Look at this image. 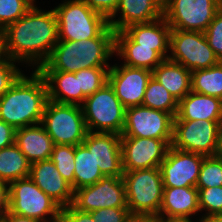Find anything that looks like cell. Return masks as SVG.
<instances>
[{
	"mask_svg": "<svg viewBox=\"0 0 222 222\" xmlns=\"http://www.w3.org/2000/svg\"><path fill=\"white\" fill-rule=\"evenodd\" d=\"M45 79L48 99L60 104L80 105L86 96L79 90L78 77L72 72L38 71ZM55 85V86H54Z\"/></svg>",
	"mask_w": 222,
	"mask_h": 222,
	"instance_id": "cb8c5ba5",
	"label": "cell"
},
{
	"mask_svg": "<svg viewBox=\"0 0 222 222\" xmlns=\"http://www.w3.org/2000/svg\"><path fill=\"white\" fill-rule=\"evenodd\" d=\"M6 57L4 38L2 31L0 30V62L3 61Z\"/></svg>",
	"mask_w": 222,
	"mask_h": 222,
	"instance_id": "c3c4849f",
	"label": "cell"
},
{
	"mask_svg": "<svg viewBox=\"0 0 222 222\" xmlns=\"http://www.w3.org/2000/svg\"><path fill=\"white\" fill-rule=\"evenodd\" d=\"M110 68L93 67L75 72V76L78 77L79 90H82L86 97L94 94L108 82V71Z\"/></svg>",
	"mask_w": 222,
	"mask_h": 222,
	"instance_id": "1f68e13d",
	"label": "cell"
},
{
	"mask_svg": "<svg viewBox=\"0 0 222 222\" xmlns=\"http://www.w3.org/2000/svg\"><path fill=\"white\" fill-rule=\"evenodd\" d=\"M74 191L98 182L104 175L96 164L93 153L83 144L75 146Z\"/></svg>",
	"mask_w": 222,
	"mask_h": 222,
	"instance_id": "83f0119b",
	"label": "cell"
},
{
	"mask_svg": "<svg viewBox=\"0 0 222 222\" xmlns=\"http://www.w3.org/2000/svg\"><path fill=\"white\" fill-rule=\"evenodd\" d=\"M200 222H222V215H212L207 217H202L199 219Z\"/></svg>",
	"mask_w": 222,
	"mask_h": 222,
	"instance_id": "7dc6e473",
	"label": "cell"
},
{
	"mask_svg": "<svg viewBox=\"0 0 222 222\" xmlns=\"http://www.w3.org/2000/svg\"><path fill=\"white\" fill-rule=\"evenodd\" d=\"M222 120V99L190 91L178 103L174 120Z\"/></svg>",
	"mask_w": 222,
	"mask_h": 222,
	"instance_id": "d4e9b609",
	"label": "cell"
},
{
	"mask_svg": "<svg viewBox=\"0 0 222 222\" xmlns=\"http://www.w3.org/2000/svg\"><path fill=\"white\" fill-rule=\"evenodd\" d=\"M35 0H0V30L16 22L34 5Z\"/></svg>",
	"mask_w": 222,
	"mask_h": 222,
	"instance_id": "836d02e7",
	"label": "cell"
},
{
	"mask_svg": "<svg viewBox=\"0 0 222 222\" xmlns=\"http://www.w3.org/2000/svg\"><path fill=\"white\" fill-rule=\"evenodd\" d=\"M222 120H173L171 146L204 156H214Z\"/></svg>",
	"mask_w": 222,
	"mask_h": 222,
	"instance_id": "8fae6325",
	"label": "cell"
},
{
	"mask_svg": "<svg viewBox=\"0 0 222 222\" xmlns=\"http://www.w3.org/2000/svg\"><path fill=\"white\" fill-rule=\"evenodd\" d=\"M214 156L222 159V125L218 132L217 147Z\"/></svg>",
	"mask_w": 222,
	"mask_h": 222,
	"instance_id": "bcb514c9",
	"label": "cell"
},
{
	"mask_svg": "<svg viewBox=\"0 0 222 222\" xmlns=\"http://www.w3.org/2000/svg\"><path fill=\"white\" fill-rule=\"evenodd\" d=\"M75 146L54 145L50 160L56 165V169L62 177L71 184L74 190V170H75Z\"/></svg>",
	"mask_w": 222,
	"mask_h": 222,
	"instance_id": "4dcf8cb0",
	"label": "cell"
},
{
	"mask_svg": "<svg viewBox=\"0 0 222 222\" xmlns=\"http://www.w3.org/2000/svg\"><path fill=\"white\" fill-rule=\"evenodd\" d=\"M29 177L62 208L72 204L74 190L50 159L31 163Z\"/></svg>",
	"mask_w": 222,
	"mask_h": 222,
	"instance_id": "ac0fdd59",
	"label": "cell"
},
{
	"mask_svg": "<svg viewBox=\"0 0 222 222\" xmlns=\"http://www.w3.org/2000/svg\"><path fill=\"white\" fill-rule=\"evenodd\" d=\"M31 162L13 143L0 149V182L9 184L12 181L29 177Z\"/></svg>",
	"mask_w": 222,
	"mask_h": 222,
	"instance_id": "4316f807",
	"label": "cell"
},
{
	"mask_svg": "<svg viewBox=\"0 0 222 222\" xmlns=\"http://www.w3.org/2000/svg\"><path fill=\"white\" fill-rule=\"evenodd\" d=\"M15 62L8 57L0 62V98L23 74L14 64Z\"/></svg>",
	"mask_w": 222,
	"mask_h": 222,
	"instance_id": "8d00e7d4",
	"label": "cell"
},
{
	"mask_svg": "<svg viewBox=\"0 0 222 222\" xmlns=\"http://www.w3.org/2000/svg\"><path fill=\"white\" fill-rule=\"evenodd\" d=\"M204 35L216 57L222 61V7L215 14Z\"/></svg>",
	"mask_w": 222,
	"mask_h": 222,
	"instance_id": "d590c367",
	"label": "cell"
},
{
	"mask_svg": "<svg viewBox=\"0 0 222 222\" xmlns=\"http://www.w3.org/2000/svg\"><path fill=\"white\" fill-rule=\"evenodd\" d=\"M173 120L170 113L145 106L125 110V124L121 137H142L173 140Z\"/></svg>",
	"mask_w": 222,
	"mask_h": 222,
	"instance_id": "4fadbf2b",
	"label": "cell"
},
{
	"mask_svg": "<svg viewBox=\"0 0 222 222\" xmlns=\"http://www.w3.org/2000/svg\"><path fill=\"white\" fill-rule=\"evenodd\" d=\"M172 140L142 137H121L123 171L160 167Z\"/></svg>",
	"mask_w": 222,
	"mask_h": 222,
	"instance_id": "5bb4252c",
	"label": "cell"
},
{
	"mask_svg": "<svg viewBox=\"0 0 222 222\" xmlns=\"http://www.w3.org/2000/svg\"><path fill=\"white\" fill-rule=\"evenodd\" d=\"M8 211L41 222H59L62 207L45 194L30 177L7 185ZM51 215L50 221L46 219Z\"/></svg>",
	"mask_w": 222,
	"mask_h": 222,
	"instance_id": "277c9868",
	"label": "cell"
},
{
	"mask_svg": "<svg viewBox=\"0 0 222 222\" xmlns=\"http://www.w3.org/2000/svg\"><path fill=\"white\" fill-rule=\"evenodd\" d=\"M198 212L197 187H164L159 216L190 218Z\"/></svg>",
	"mask_w": 222,
	"mask_h": 222,
	"instance_id": "7402d4cb",
	"label": "cell"
},
{
	"mask_svg": "<svg viewBox=\"0 0 222 222\" xmlns=\"http://www.w3.org/2000/svg\"><path fill=\"white\" fill-rule=\"evenodd\" d=\"M204 155L170 147L160 165L164 187H196Z\"/></svg>",
	"mask_w": 222,
	"mask_h": 222,
	"instance_id": "9a60e30c",
	"label": "cell"
},
{
	"mask_svg": "<svg viewBox=\"0 0 222 222\" xmlns=\"http://www.w3.org/2000/svg\"><path fill=\"white\" fill-rule=\"evenodd\" d=\"M178 101L154 77L148 81L142 106L170 113L175 117L178 113Z\"/></svg>",
	"mask_w": 222,
	"mask_h": 222,
	"instance_id": "f546056e",
	"label": "cell"
},
{
	"mask_svg": "<svg viewBox=\"0 0 222 222\" xmlns=\"http://www.w3.org/2000/svg\"><path fill=\"white\" fill-rule=\"evenodd\" d=\"M59 222H96L90 212L76 209L72 204L61 209Z\"/></svg>",
	"mask_w": 222,
	"mask_h": 222,
	"instance_id": "f35d334b",
	"label": "cell"
},
{
	"mask_svg": "<svg viewBox=\"0 0 222 222\" xmlns=\"http://www.w3.org/2000/svg\"><path fill=\"white\" fill-rule=\"evenodd\" d=\"M41 124L55 145H79L88 132L82 107L75 104H60L48 100Z\"/></svg>",
	"mask_w": 222,
	"mask_h": 222,
	"instance_id": "ba28073f",
	"label": "cell"
},
{
	"mask_svg": "<svg viewBox=\"0 0 222 222\" xmlns=\"http://www.w3.org/2000/svg\"><path fill=\"white\" fill-rule=\"evenodd\" d=\"M222 186V159L216 156H205L197 180V188Z\"/></svg>",
	"mask_w": 222,
	"mask_h": 222,
	"instance_id": "d6a6232c",
	"label": "cell"
},
{
	"mask_svg": "<svg viewBox=\"0 0 222 222\" xmlns=\"http://www.w3.org/2000/svg\"><path fill=\"white\" fill-rule=\"evenodd\" d=\"M59 40L79 41L97 37L108 25V19L92 10L83 0H68L54 8Z\"/></svg>",
	"mask_w": 222,
	"mask_h": 222,
	"instance_id": "5b68a950",
	"label": "cell"
},
{
	"mask_svg": "<svg viewBox=\"0 0 222 222\" xmlns=\"http://www.w3.org/2000/svg\"><path fill=\"white\" fill-rule=\"evenodd\" d=\"M81 107L87 131L122 134L126 108L109 82L87 96Z\"/></svg>",
	"mask_w": 222,
	"mask_h": 222,
	"instance_id": "8992f818",
	"label": "cell"
},
{
	"mask_svg": "<svg viewBox=\"0 0 222 222\" xmlns=\"http://www.w3.org/2000/svg\"><path fill=\"white\" fill-rule=\"evenodd\" d=\"M2 222H41L34 218L24 217L10 213L8 210L5 212Z\"/></svg>",
	"mask_w": 222,
	"mask_h": 222,
	"instance_id": "7bdbcfd3",
	"label": "cell"
},
{
	"mask_svg": "<svg viewBox=\"0 0 222 222\" xmlns=\"http://www.w3.org/2000/svg\"><path fill=\"white\" fill-rule=\"evenodd\" d=\"M129 208H105L90 212L96 222H124L129 213Z\"/></svg>",
	"mask_w": 222,
	"mask_h": 222,
	"instance_id": "74e56055",
	"label": "cell"
},
{
	"mask_svg": "<svg viewBox=\"0 0 222 222\" xmlns=\"http://www.w3.org/2000/svg\"><path fill=\"white\" fill-rule=\"evenodd\" d=\"M16 129L0 119V149L15 143Z\"/></svg>",
	"mask_w": 222,
	"mask_h": 222,
	"instance_id": "60d3db41",
	"label": "cell"
},
{
	"mask_svg": "<svg viewBox=\"0 0 222 222\" xmlns=\"http://www.w3.org/2000/svg\"><path fill=\"white\" fill-rule=\"evenodd\" d=\"M114 52L124 59V65L150 71L164 60L154 47H138V44L124 30L115 32Z\"/></svg>",
	"mask_w": 222,
	"mask_h": 222,
	"instance_id": "44dd1931",
	"label": "cell"
},
{
	"mask_svg": "<svg viewBox=\"0 0 222 222\" xmlns=\"http://www.w3.org/2000/svg\"><path fill=\"white\" fill-rule=\"evenodd\" d=\"M8 209L7 184L0 182V213H5Z\"/></svg>",
	"mask_w": 222,
	"mask_h": 222,
	"instance_id": "ee69618b",
	"label": "cell"
},
{
	"mask_svg": "<svg viewBox=\"0 0 222 222\" xmlns=\"http://www.w3.org/2000/svg\"><path fill=\"white\" fill-rule=\"evenodd\" d=\"M168 59L192 71L207 69L220 61L209 46L204 32L171 29Z\"/></svg>",
	"mask_w": 222,
	"mask_h": 222,
	"instance_id": "9c48e42d",
	"label": "cell"
},
{
	"mask_svg": "<svg viewBox=\"0 0 222 222\" xmlns=\"http://www.w3.org/2000/svg\"><path fill=\"white\" fill-rule=\"evenodd\" d=\"M124 31L138 47H154L164 59H168L171 27L164 17L150 23L130 25Z\"/></svg>",
	"mask_w": 222,
	"mask_h": 222,
	"instance_id": "603a6c76",
	"label": "cell"
},
{
	"mask_svg": "<svg viewBox=\"0 0 222 222\" xmlns=\"http://www.w3.org/2000/svg\"><path fill=\"white\" fill-rule=\"evenodd\" d=\"M82 143L93 153L104 176L123 177L121 135L88 131Z\"/></svg>",
	"mask_w": 222,
	"mask_h": 222,
	"instance_id": "e0dca14e",
	"label": "cell"
},
{
	"mask_svg": "<svg viewBox=\"0 0 222 222\" xmlns=\"http://www.w3.org/2000/svg\"><path fill=\"white\" fill-rule=\"evenodd\" d=\"M191 91L222 99V61L210 68L192 71Z\"/></svg>",
	"mask_w": 222,
	"mask_h": 222,
	"instance_id": "f1b7e54d",
	"label": "cell"
},
{
	"mask_svg": "<svg viewBox=\"0 0 222 222\" xmlns=\"http://www.w3.org/2000/svg\"><path fill=\"white\" fill-rule=\"evenodd\" d=\"M72 205L84 212L107 208H128L122 178L104 176L93 185L74 191Z\"/></svg>",
	"mask_w": 222,
	"mask_h": 222,
	"instance_id": "7c38bea8",
	"label": "cell"
},
{
	"mask_svg": "<svg viewBox=\"0 0 222 222\" xmlns=\"http://www.w3.org/2000/svg\"><path fill=\"white\" fill-rule=\"evenodd\" d=\"M31 75L22 74L0 98V119L15 129L40 124L49 100L44 77L38 70Z\"/></svg>",
	"mask_w": 222,
	"mask_h": 222,
	"instance_id": "3957f363",
	"label": "cell"
},
{
	"mask_svg": "<svg viewBox=\"0 0 222 222\" xmlns=\"http://www.w3.org/2000/svg\"><path fill=\"white\" fill-rule=\"evenodd\" d=\"M221 0H164L163 17L171 29L205 32Z\"/></svg>",
	"mask_w": 222,
	"mask_h": 222,
	"instance_id": "30bf717a",
	"label": "cell"
},
{
	"mask_svg": "<svg viewBox=\"0 0 222 222\" xmlns=\"http://www.w3.org/2000/svg\"><path fill=\"white\" fill-rule=\"evenodd\" d=\"M154 77L179 102L191 91V71L183 65L164 59L153 71Z\"/></svg>",
	"mask_w": 222,
	"mask_h": 222,
	"instance_id": "484cf974",
	"label": "cell"
},
{
	"mask_svg": "<svg viewBox=\"0 0 222 222\" xmlns=\"http://www.w3.org/2000/svg\"><path fill=\"white\" fill-rule=\"evenodd\" d=\"M163 1L164 0H120L115 13L108 19L109 26L115 32H119L133 24L156 21L163 17ZM119 11H121V15L119 16L120 18L116 20L115 17Z\"/></svg>",
	"mask_w": 222,
	"mask_h": 222,
	"instance_id": "d6986e66",
	"label": "cell"
},
{
	"mask_svg": "<svg viewBox=\"0 0 222 222\" xmlns=\"http://www.w3.org/2000/svg\"><path fill=\"white\" fill-rule=\"evenodd\" d=\"M15 144L31 163L50 159L55 145L41 123L16 129Z\"/></svg>",
	"mask_w": 222,
	"mask_h": 222,
	"instance_id": "ffe728a7",
	"label": "cell"
},
{
	"mask_svg": "<svg viewBox=\"0 0 222 222\" xmlns=\"http://www.w3.org/2000/svg\"><path fill=\"white\" fill-rule=\"evenodd\" d=\"M4 214H5V213H0V222L3 221Z\"/></svg>",
	"mask_w": 222,
	"mask_h": 222,
	"instance_id": "681fc988",
	"label": "cell"
},
{
	"mask_svg": "<svg viewBox=\"0 0 222 222\" xmlns=\"http://www.w3.org/2000/svg\"><path fill=\"white\" fill-rule=\"evenodd\" d=\"M197 189L200 211H208L202 217L222 215V186Z\"/></svg>",
	"mask_w": 222,
	"mask_h": 222,
	"instance_id": "e575fe53",
	"label": "cell"
},
{
	"mask_svg": "<svg viewBox=\"0 0 222 222\" xmlns=\"http://www.w3.org/2000/svg\"><path fill=\"white\" fill-rule=\"evenodd\" d=\"M152 71L144 68L113 65L108 71V82L125 108L141 106Z\"/></svg>",
	"mask_w": 222,
	"mask_h": 222,
	"instance_id": "2e32d148",
	"label": "cell"
},
{
	"mask_svg": "<svg viewBox=\"0 0 222 222\" xmlns=\"http://www.w3.org/2000/svg\"><path fill=\"white\" fill-rule=\"evenodd\" d=\"M2 34L6 56L18 63L35 64L38 70L59 41L55 11L45 12L33 5L20 19L7 25Z\"/></svg>",
	"mask_w": 222,
	"mask_h": 222,
	"instance_id": "6da1fadb",
	"label": "cell"
},
{
	"mask_svg": "<svg viewBox=\"0 0 222 222\" xmlns=\"http://www.w3.org/2000/svg\"><path fill=\"white\" fill-rule=\"evenodd\" d=\"M115 50V31L108 25L97 37L79 41L59 40L38 71L75 73L81 69L110 67Z\"/></svg>",
	"mask_w": 222,
	"mask_h": 222,
	"instance_id": "7a4b0ae2",
	"label": "cell"
},
{
	"mask_svg": "<svg viewBox=\"0 0 222 222\" xmlns=\"http://www.w3.org/2000/svg\"><path fill=\"white\" fill-rule=\"evenodd\" d=\"M190 218H175V217H165L157 216L156 222H192Z\"/></svg>",
	"mask_w": 222,
	"mask_h": 222,
	"instance_id": "f6af8a7d",
	"label": "cell"
},
{
	"mask_svg": "<svg viewBox=\"0 0 222 222\" xmlns=\"http://www.w3.org/2000/svg\"><path fill=\"white\" fill-rule=\"evenodd\" d=\"M157 216L144 213H131L125 217L124 222H156Z\"/></svg>",
	"mask_w": 222,
	"mask_h": 222,
	"instance_id": "b9f144b4",
	"label": "cell"
},
{
	"mask_svg": "<svg viewBox=\"0 0 222 222\" xmlns=\"http://www.w3.org/2000/svg\"><path fill=\"white\" fill-rule=\"evenodd\" d=\"M92 10L109 19L116 11L120 0H83Z\"/></svg>",
	"mask_w": 222,
	"mask_h": 222,
	"instance_id": "ab89813d",
	"label": "cell"
},
{
	"mask_svg": "<svg viewBox=\"0 0 222 222\" xmlns=\"http://www.w3.org/2000/svg\"><path fill=\"white\" fill-rule=\"evenodd\" d=\"M122 179L129 211L159 216L164 190L160 167L124 172Z\"/></svg>",
	"mask_w": 222,
	"mask_h": 222,
	"instance_id": "52a82bcc",
	"label": "cell"
}]
</instances>
